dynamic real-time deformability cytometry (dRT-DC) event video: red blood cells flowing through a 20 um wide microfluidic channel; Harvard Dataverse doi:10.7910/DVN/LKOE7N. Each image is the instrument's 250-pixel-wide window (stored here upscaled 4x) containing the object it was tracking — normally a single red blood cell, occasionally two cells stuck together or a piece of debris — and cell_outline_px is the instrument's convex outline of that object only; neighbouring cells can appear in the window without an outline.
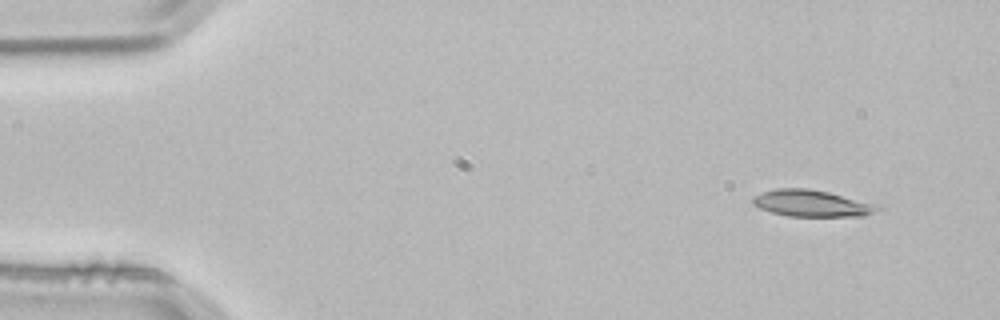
{"species": "common noctule bat (a hibernating species)", "species_latin": "Nyctalus noctula", "temperature_condition": "room temperature", "stored_images_in_passage": 3, "camera_frame_rate_fps": 3000, "um_per_image_px": 0.085, "animal": {"sex": "male", "body_mass_g": 21.5, "forearm_length_mm": 52.0}, "frame": {"image": 1, "passage_image": 1, "time_ms": 0.0, "image_size_px": [1000, 320], "cell_outline_px": [[884, 208], [876, 212], [864, 216], [788, 216], [772, 212], [760, 208], [752, 204], [752, 196], [776, 188], [808, 188], [828, 192], [880, 204]], "centroid_in_image_um": [69.07, 17.28], "position_along_channel_um": 15.9, "area_um2": 19.59}}
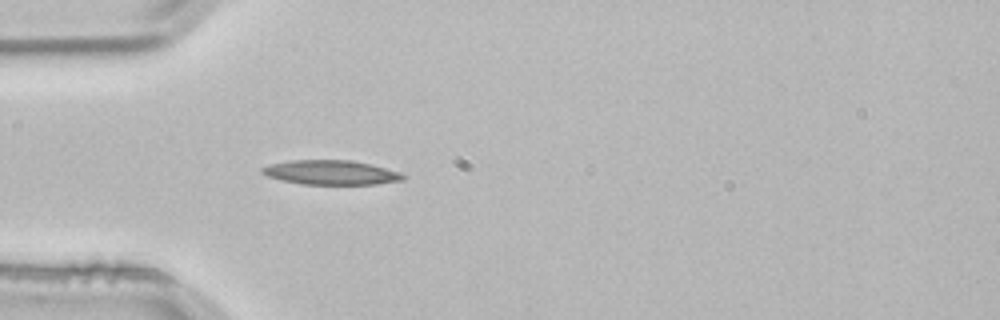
{"frame": {"image": 2, "passage_image": 3, "time_ms": 0.667, "image_size_px": [1000, 320], "cell_outline_px": [[408, 176], [404, 180], [376, 184], [300, 184], [268, 176], [260, 172], [260, 168], [268, 164], [288, 160], [352, 160], [400, 172]], "centroid_in_image_um": [28.12, 14.66], "position_along_channel_um": 56.9, "area_um2": 20.06}}